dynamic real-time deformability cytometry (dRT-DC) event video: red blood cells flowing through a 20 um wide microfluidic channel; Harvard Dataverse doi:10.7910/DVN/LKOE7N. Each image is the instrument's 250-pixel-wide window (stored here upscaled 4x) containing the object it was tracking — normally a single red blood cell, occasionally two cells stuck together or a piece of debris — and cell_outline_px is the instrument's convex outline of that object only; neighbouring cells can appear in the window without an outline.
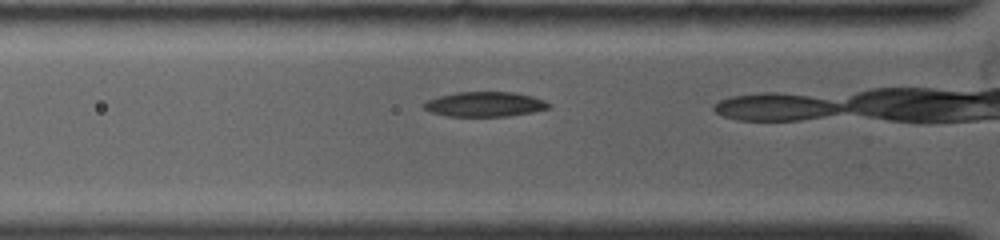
{"species": "common noctule bat (a hibernating species)", "species_latin": "Nyctalus noctula", "temperature_condition": "warm", "stored_images_in_passage": 5, "camera_frame_rate_fps": 4500, "um_per_image_px": 0.085, "animal": {"sex": "female", "body_mass_g": 19.0, "forearm_length_mm": 53.3}, "frame": {"image": 1, "passage_image": 3, "time_ms": 0.889, "image_size_px": [1000, 240], "cell_outline_px": [[552, 108], [532, 112], [508, 116], [448, 116], [432, 112], [424, 108], [424, 104], [428, 100], [440, 96], [456, 92], [516, 92], [532, 96], [544, 100], [552, 104]], "centroid_in_image_um": [41.28, 8.86], "position_along_channel_um": 84.5, "area_um2": 18.03}}